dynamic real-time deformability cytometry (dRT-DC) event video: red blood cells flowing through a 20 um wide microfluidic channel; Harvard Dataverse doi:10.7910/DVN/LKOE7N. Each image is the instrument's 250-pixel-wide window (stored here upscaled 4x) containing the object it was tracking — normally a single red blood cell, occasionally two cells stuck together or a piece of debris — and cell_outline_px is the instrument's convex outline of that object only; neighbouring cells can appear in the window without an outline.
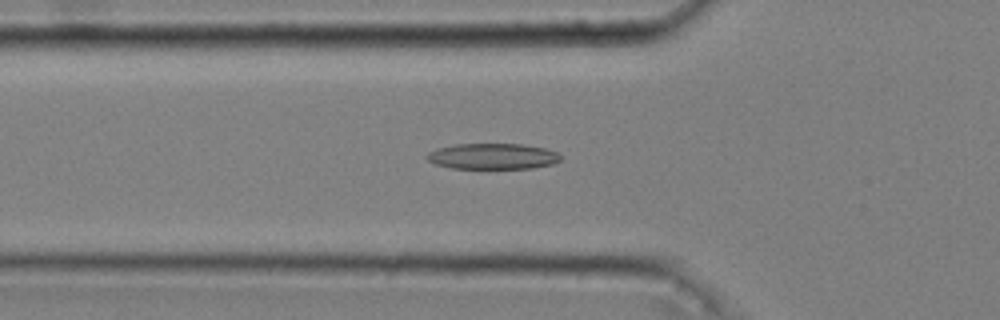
{"species": "common noctule bat (a hibernating species)", "species_latin": "Nyctalus noctula", "temperature_condition": "cold", "stored_images_in_passage": 52, "camera_frame_rate_fps": 3000, "um_per_image_px": 0.085, "animal": {"sex": "male", "body_mass_g": 20.4}, "frame": {"image": 1, "passage_image": 18, "time_ms": 5.667, "image_size_px": [1000, 320], "cell_outline_px": [[560, 160], [552, 164], [532, 168], [452, 168], [436, 164], [428, 160], [424, 156], [428, 152], [436, 148], [456, 144], [520, 144], [544, 148], [560, 152]], "centroid_in_image_um": [41.87, 13.28], "position_along_channel_um": 83.9, "area_um2": 20.11}}
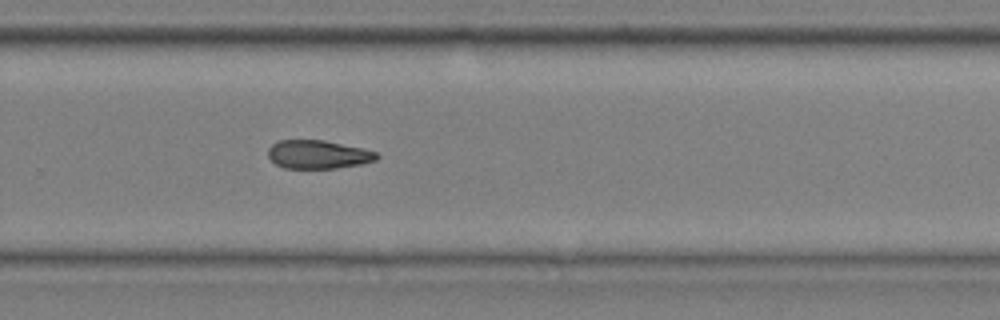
{"frame": {"image": 2, "passage_image": 36, "time_ms": 11.667, "image_size_px": [1000, 320], "cell_outline_px": [[380, 156], [376, 160], [360, 164], [336, 168], [284, 168], [276, 164], [268, 156], [268, 148], [272, 144], [280, 140], [324, 140], [364, 148], [376, 152]], "centroid_in_image_um": [27.05, 13.12], "position_along_channel_um": 302.8, "area_um2": 18.03}}
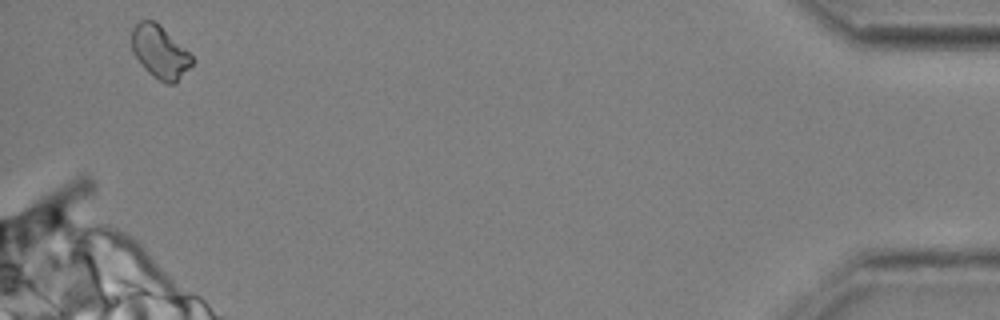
{"frame": {"image": 3, "passage_image": 51, "time_ms": 16.667, "image_size_px": [1000, 320], "cell_outline_px": [[192, 64], [176, 84], [164, 84], [148, 72], [144, 68], [132, 52], [132, 28], [140, 20], [152, 20], [160, 24], [192, 56]], "centroid_in_image_um": [13.58, 4.43], "position_along_channel_um": 421.6, "area_um2": 18.44}, "authors_computed_cell_mechanics": {"area_um2": 18.8139, "velocity_mm_per_s": 3.6443, "shape_relaxation_time_tau1_ms": 6.6083, "shape_relaxation_time_tau2_ms": 4.094, "deformation_change_tau1": 0.1468, "deformation_change_tau2": 0.116}}